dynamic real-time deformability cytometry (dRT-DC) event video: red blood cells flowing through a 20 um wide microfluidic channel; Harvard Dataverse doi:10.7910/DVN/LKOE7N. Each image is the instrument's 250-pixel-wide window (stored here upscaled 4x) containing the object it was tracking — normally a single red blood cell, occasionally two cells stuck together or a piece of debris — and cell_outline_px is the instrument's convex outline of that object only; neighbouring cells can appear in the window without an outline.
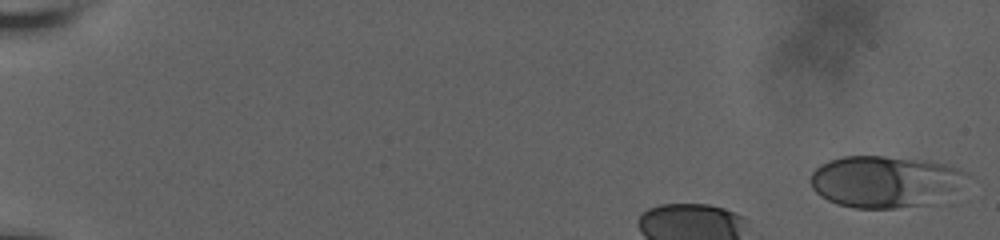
{"species": "human", "species_latin": "Homo sapiens", "temperature_condition": "room temperature", "stored_images_in_passage": 15, "camera_frame_rate_fps": 3000, "um_per_image_px": 0.085, "donor": {"sex": "male"}, "frame": {"image": 1, "passage_image": 1, "time_ms": 0.0, "image_size_px": [1000, 240], "cell_outline_px": [[972, 176], [952, 204], [896, 208], [856, 208], [836, 204], [820, 196], [812, 188], [808, 180], [812, 172], [820, 164], [828, 160], [844, 156], [884, 156], [928, 160], [960, 168], [968, 172]], "centroid_in_image_um": [75.45, 15.48], "position_along_channel_um": 9.6, "area_um2": 49.71}}
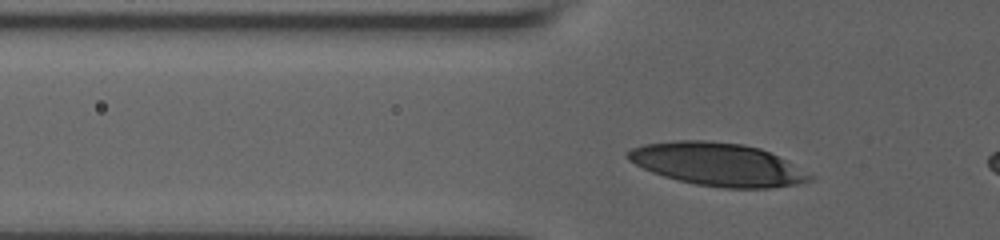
{"frame": {"image": 2, "passage_image": 11, "time_ms": 4.333, "image_size_px": [1000, 240], "cell_outline_px": [[812, 180], [796, 184], [772, 188], [724, 188], [696, 184], [664, 176], [652, 172], [628, 160], [628, 152], [632, 148], [644, 144], [676, 140], [704, 140], [740, 144], [760, 148], [784, 160], [812, 176]], "centroid_in_image_um": [60.96, 13.97], "position_along_channel_um": 64.8, "area_um2": 44.74}}